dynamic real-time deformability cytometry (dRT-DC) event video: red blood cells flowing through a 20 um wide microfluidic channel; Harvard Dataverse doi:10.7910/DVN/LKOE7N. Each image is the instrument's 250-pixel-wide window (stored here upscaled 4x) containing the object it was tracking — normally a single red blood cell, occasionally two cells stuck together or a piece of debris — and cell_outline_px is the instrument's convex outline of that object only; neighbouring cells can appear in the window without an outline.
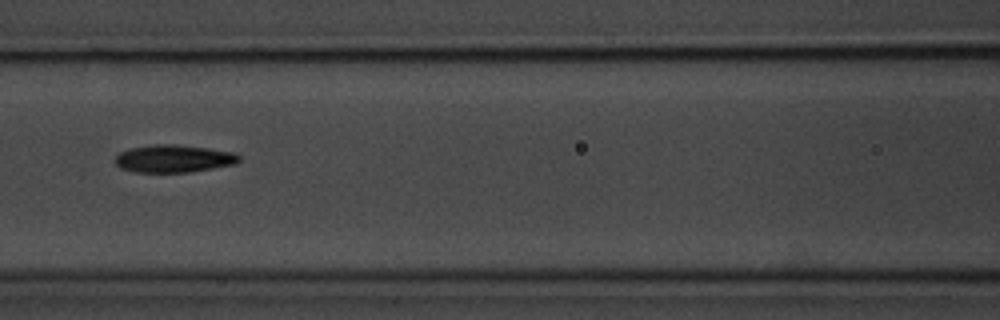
{"species": "common noctule bat (a hibernating species)", "species_latin": "Nyctalus noctula", "temperature_condition": "room temperature", "stored_images_in_passage": 9, "camera_frame_rate_fps": 3000, "um_per_image_px": 0.085, "animal": {"sex": "male", "body_mass_g": 20.1, "forearm_length_mm": 53.5}, "frame": {"image": 1, "passage_image": 6, "time_ms": 6.0, "image_size_px": [1000, 320], "cell_outline_px": [[240, 160], [236, 164], [188, 172], [136, 172], [120, 168], [116, 164], [116, 156], [120, 152], [128, 148], [152, 144], [172, 144], [208, 148], [236, 152], [240, 156]], "centroid_in_image_um": [14.77, 13.47], "position_along_channel_um": 151.8, "area_um2": 20.0}}
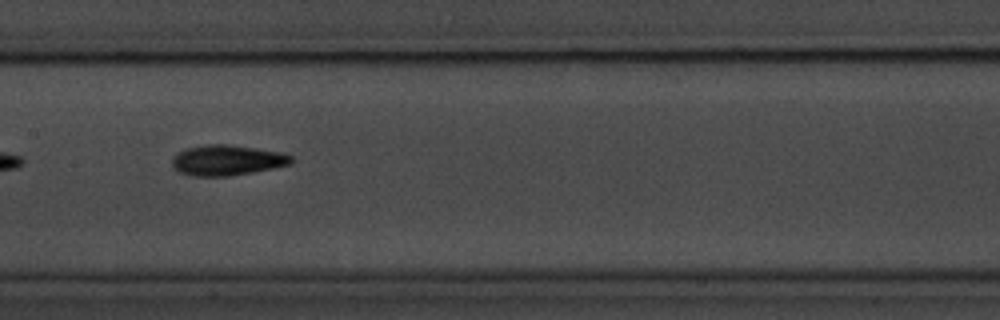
{"frame": {"image": 2, "passage_image": 7, "time_ms": 7.0, "image_size_px": [1000, 320], "cell_outline_px": [[292, 164], [252, 172], [228, 176], [192, 176], [180, 172], [172, 168], [172, 156], [188, 148], [208, 144], [228, 144], [284, 152], [292, 156]], "centroid_in_image_um": [19.31, 13.62], "position_along_channel_um": 188.1, "area_um2": 21.15}}